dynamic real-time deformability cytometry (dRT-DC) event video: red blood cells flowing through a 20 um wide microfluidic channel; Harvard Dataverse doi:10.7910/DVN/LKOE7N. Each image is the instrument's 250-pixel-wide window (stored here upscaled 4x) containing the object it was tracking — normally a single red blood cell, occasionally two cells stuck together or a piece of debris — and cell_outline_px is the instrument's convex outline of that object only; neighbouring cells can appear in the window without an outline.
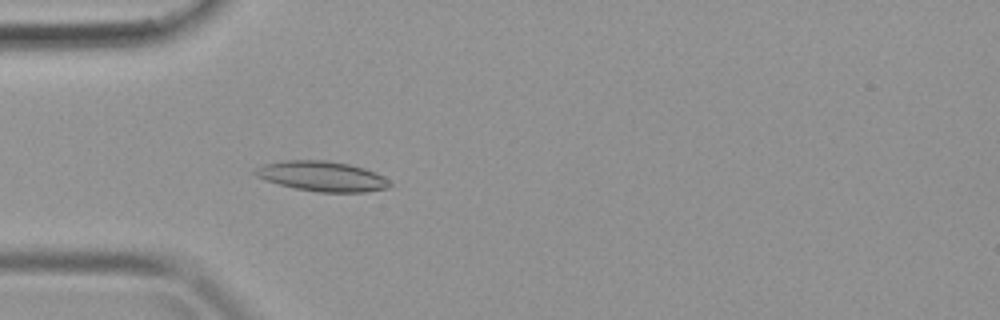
{"species": "common noctule bat (a hibernating species)", "species_latin": "Nyctalus noctula", "temperature_condition": "warm", "stored_images_in_passage": 40, "camera_frame_rate_fps": 3000, "um_per_image_px": 0.085, "animal": {"sex": "female", "body_mass_g": 19.9}, "frame": {"image": 1, "passage_image": 12, "time_ms": 3.667, "image_size_px": [1000, 320], "cell_outline_px": [[392, 184], [388, 188], [364, 192], [320, 192], [296, 188], [264, 180], [256, 176], [252, 172], [260, 164], [284, 160], [328, 160], [348, 164], [364, 168], [384, 176]], "centroid_in_image_um": [27.35, 14.97], "position_along_channel_um": 57.7, "area_um2": 23.64}}
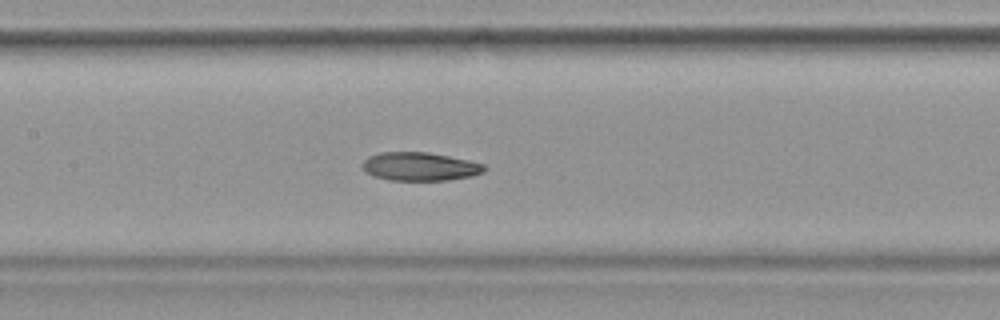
{"frame": {"image": 2, "passage_image": 19, "time_ms": 6.0, "image_size_px": [1000, 320], "cell_outline_px": [[488, 168], [484, 172], [472, 176], [448, 180], [388, 180], [376, 176], [368, 172], [364, 168], [364, 160], [368, 156], [380, 152], [428, 152], [468, 160], [484, 164]], "centroid_in_image_um": [35.74, 14.15], "position_along_channel_um": 171.7, "area_um2": 20.06}}
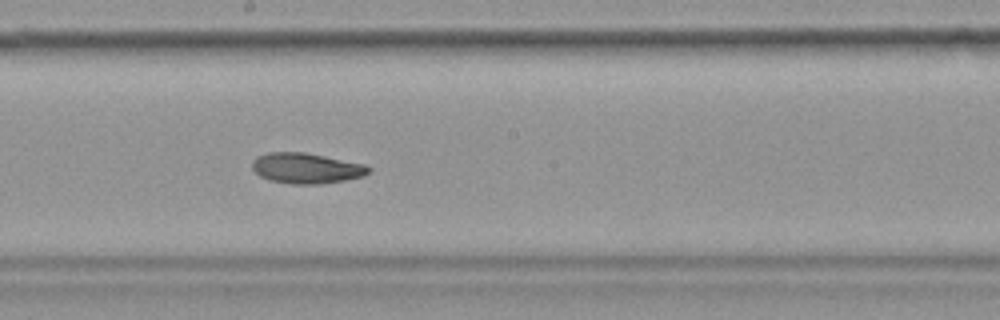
{"frame": {"image": 3, "passage_image": 22, "time_ms": 7.0, "image_size_px": [1000, 320], "cell_outline_px": [[372, 168], [364, 176], [344, 180], [320, 184], [292, 184], [268, 180], [260, 176], [252, 168], [252, 160], [256, 156], [268, 152], [304, 152], [364, 164]], "centroid_in_image_um": [26.0, 14.3], "position_along_channel_um": 222.2, "area_um2": 20.69}}